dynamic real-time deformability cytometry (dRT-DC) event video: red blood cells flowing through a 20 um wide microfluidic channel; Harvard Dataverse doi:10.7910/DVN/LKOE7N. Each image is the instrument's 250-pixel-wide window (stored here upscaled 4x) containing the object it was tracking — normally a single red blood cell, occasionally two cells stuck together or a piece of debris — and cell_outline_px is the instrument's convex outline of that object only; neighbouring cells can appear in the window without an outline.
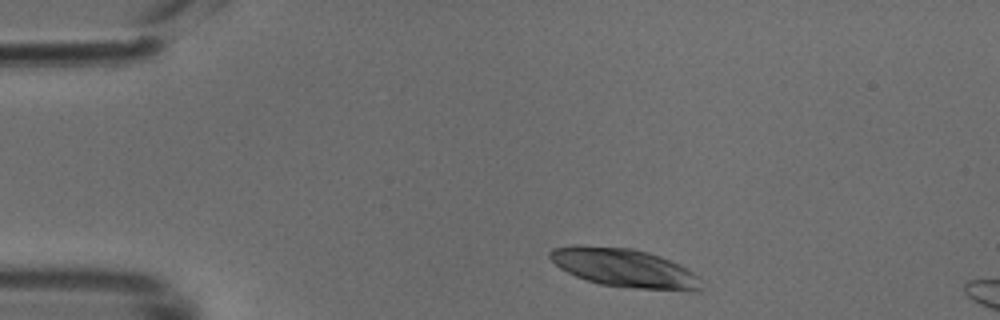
{"species": "common noctule bat (a hibernating species)", "species_latin": "Nyctalus noctula", "temperature_condition": "cold", "stored_images_in_passage": 6, "camera_frame_rate_fps": 3000, "um_per_image_px": 0.085, "animal": {"sex": "male", "body_mass_g": 18.8}, "frame": {"image": 1, "passage_image": 1, "time_ms": 0.0, "image_size_px": [1000, 320], "cell_outline_px": [[700, 292], [688, 292], [632, 288], [600, 284], [576, 276], [560, 268], [548, 256], [548, 252], [552, 248], [576, 244], [632, 248], [648, 252], [660, 256], [700, 276]], "centroid_in_image_um": [53.07, 22.78], "position_along_channel_um": 31.9, "area_um2": 34.28}}